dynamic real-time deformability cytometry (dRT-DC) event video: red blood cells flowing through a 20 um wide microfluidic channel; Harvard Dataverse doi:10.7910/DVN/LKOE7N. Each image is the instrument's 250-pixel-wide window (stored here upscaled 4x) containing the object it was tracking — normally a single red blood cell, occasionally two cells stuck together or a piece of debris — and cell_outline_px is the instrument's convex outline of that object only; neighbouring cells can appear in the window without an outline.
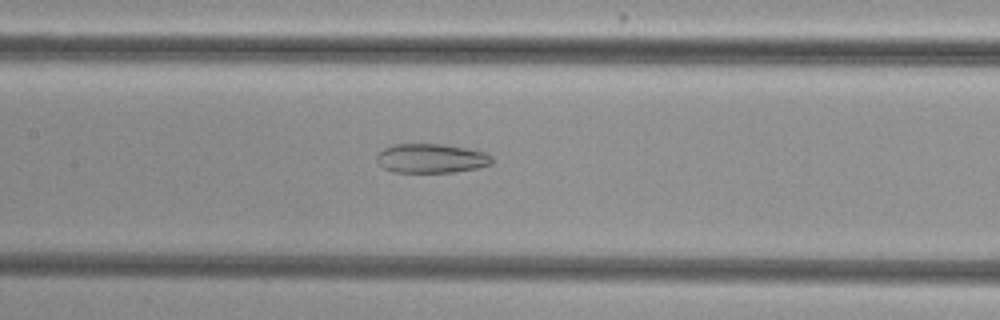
{"species": "common noctule bat (a hibernating species)", "species_latin": "Nyctalus noctula", "temperature_condition": "cold", "stored_images_in_passage": 54, "camera_frame_rate_fps": 3000, "um_per_image_px": 0.085, "animal": {"sex": "female", "body_mass_g": 29.2, "forearm_length_mm": 56.3}, "frame": {"image": 1, "passage_image": 26, "time_ms": 8.333, "image_size_px": [1000, 320], "cell_outline_px": [[492, 164], [476, 168], [456, 172], [392, 172], [384, 168], [376, 160], [376, 156], [384, 148], [392, 144], [444, 144], [468, 148], [484, 152], [492, 156]], "centroid_in_image_um": [36.66, 13.46], "position_along_channel_um": 170.7, "area_um2": 19.71}}
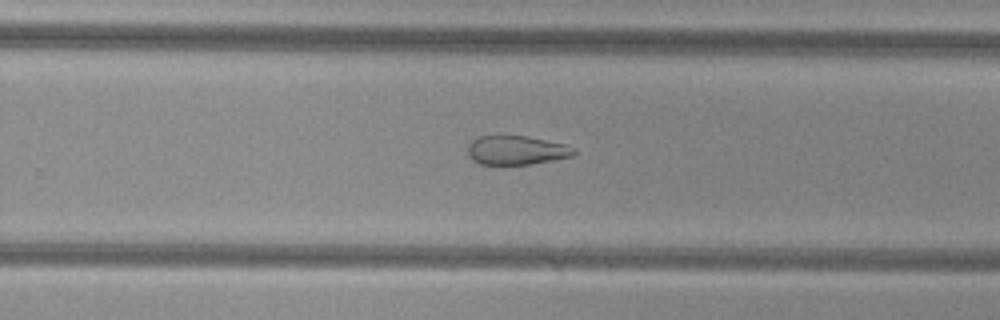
{"frame": {"image": 2, "passage_image": 35, "time_ms": 11.333, "image_size_px": [1000, 320], "cell_outline_px": [[576, 152], [572, 156], [528, 164], [480, 164], [472, 160], [468, 156], [468, 144], [472, 140], [480, 136], [524, 136], [564, 144], [576, 148]], "centroid_in_image_um": [43.86, 12.77], "position_along_channel_um": 285.9, "area_um2": 17.69}}
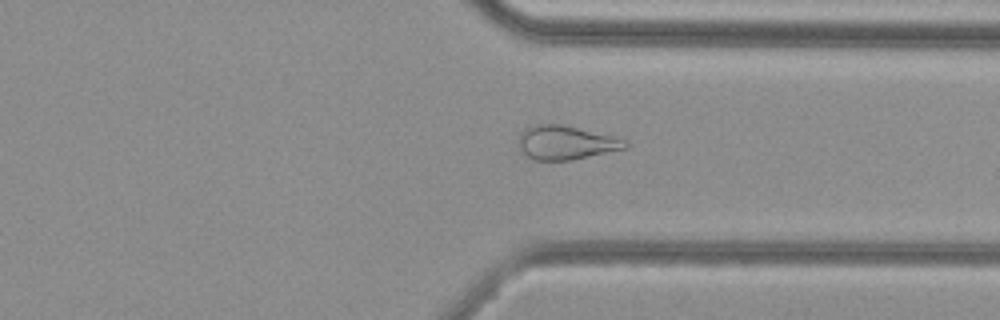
{"frame": {"image": 3, "passage_image": 41, "time_ms": 13.333, "image_size_px": [1000, 320], "cell_outline_px": [[628, 148], [572, 160], [536, 160], [528, 156], [520, 148], [520, 132], [524, 128], [532, 124], [564, 124], [628, 140]], "centroid_in_image_um": [48.13, 12.11], "position_along_channel_um": 363.3, "area_um2": 21.1}, "authors_computed_cell_mechanics": {"area_um2": 25.9811, "velocity_mm_per_s": 3.8519, "shape_relaxation_time_tau1_ms": null, "shape_relaxation_time_tau2_ms": 6.1919, "deformation_change_tau1": null, "deformation_change_tau2": 0.1662}}